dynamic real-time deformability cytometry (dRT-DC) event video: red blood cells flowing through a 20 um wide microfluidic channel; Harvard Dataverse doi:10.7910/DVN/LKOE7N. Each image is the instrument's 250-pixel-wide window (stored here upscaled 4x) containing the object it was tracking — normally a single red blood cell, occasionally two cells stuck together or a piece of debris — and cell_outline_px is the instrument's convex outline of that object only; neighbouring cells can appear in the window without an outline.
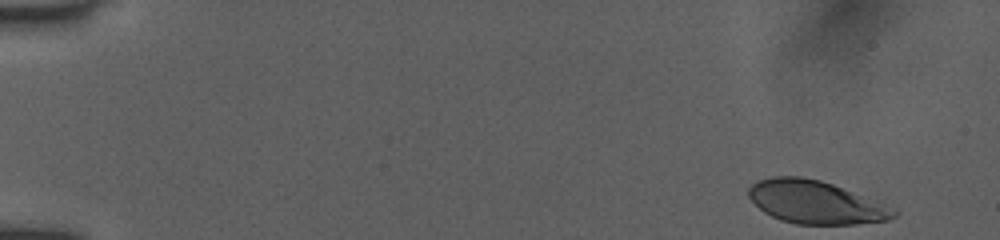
{"species": "human", "species_latin": "Homo sapiens", "temperature_condition": "room temperature", "stored_images_in_passage": 30, "camera_frame_rate_fps": 3000, "um_per_image_px": 0.085, "donor": {"sex": "female"}, "frame": {"image": 1, "passage_image": 1, "time_ms": 0.0, "image_size_px": [1000, 240], "cell_outline_px": [[900, 212], [896, 216], [888, 220], [856, 224], [796, 224], [780, 220], [764, 212], [748, 196], [748, 188], [756, 180], [772, 176], [800, 176], [820, 180], [832, 184], [896, 208]], "centroid_in_image_um": [69.33, 17.18], "position_along_channel_um": 15.7, "area_um2": 36.41}}
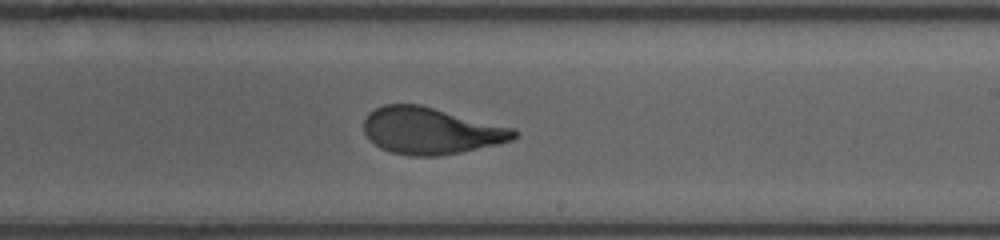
{"frame": {"image": 2, "passage_image": 17, "time_ms": 9.667, "image_size_px": [1000, 240], "cell_outline_px": [[520, 132], [512, 140], [496, 144], [460, 152], [440, 156], [412, 156], [392, 152], [380, 148], [368, 140], [364, 132], [364, 120], [368, 112], [384, 104], [420, 104], [516, 128]], "centroid_in_image_um": [36.62, 11.11], "position_along_channel_um": 252.4, "area_um2": 41.15}}
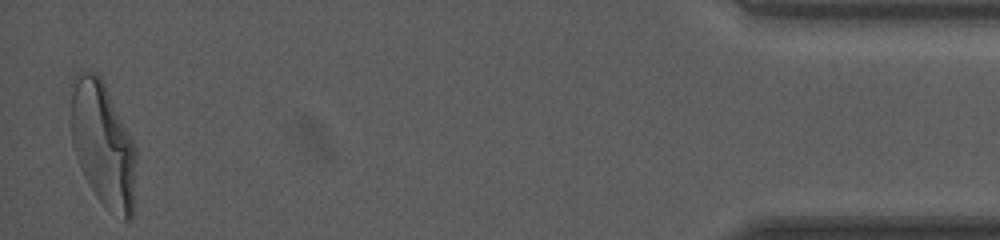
{"frame": {"image": 3, "passage_image": 30, "time_ms": 16.0, "image_size_px": [1000, 240], "cell_outline_px": [[136, 156], [132, 220], [124, 220], [108, 212], [104, 208], [88, 184], [84, 176], [76, 156], [72, 144], [72, 80], [76, 72], [96, 72], [104, 80], [136, 148]], "centroid_in_image_um": [8.76, 12.3], "position_along_channel_um": 426.4, "area_um2": 47.63}, "authors_computed_cell_mechanics": {"area_um2": 41.0958, "velocity_mm_per_s": 3.9497, "shape_relaxation_time_tau1_ms": 3.8928, "shape_relaxation_time_tau2_ms": 0.8081, "deformation_change_tau1": 0.1822, "deformation_change_tau2": 0.0734}}